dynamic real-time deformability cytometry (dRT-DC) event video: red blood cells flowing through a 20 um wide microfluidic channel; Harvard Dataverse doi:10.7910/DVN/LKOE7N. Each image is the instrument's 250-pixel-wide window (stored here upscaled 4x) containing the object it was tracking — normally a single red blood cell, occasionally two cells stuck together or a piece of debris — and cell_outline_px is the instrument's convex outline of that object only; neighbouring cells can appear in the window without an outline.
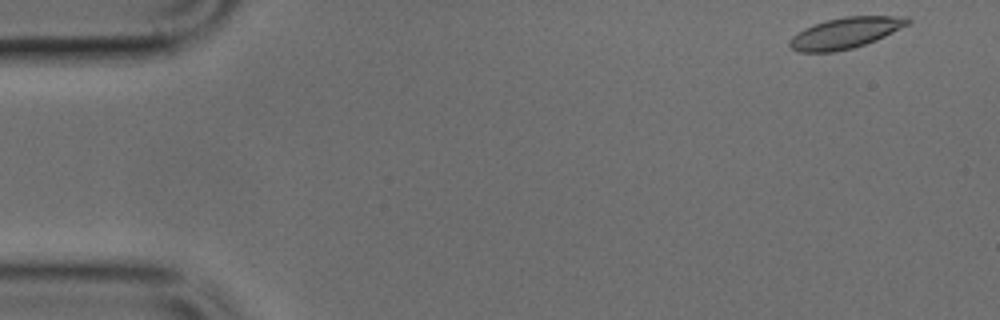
{"species": "common noctule bat (a hibernating species)", "species_latin": "Nyctalus noctula", "temperature_condition": "cold", "stored_images_in_passage": 47, "camera_frame_rate_fps": 3000, "um_per_image_px": 0.085, "animal": {"sex": "male", "body_mass_g": 17.9, "forearm_length_mm": 54.2}, "frame": {"image": 1, "passage_image": 1, "time_ms": 0.0, "image_size_px": [1000, 320], "cell_outline_px": [[912, 20], [908, 24], [876, 40], [852, 48], [832, 52], [800, 52], [792, 48], [788, 44], [788, 40], [792, 36], [804, 28], [828, 20], [844, 16], [908, 16]], "centroid_in_image_um": [71.85, 2.8], "position_along_channel_um": 13.1, "area_um2": 21.1}}
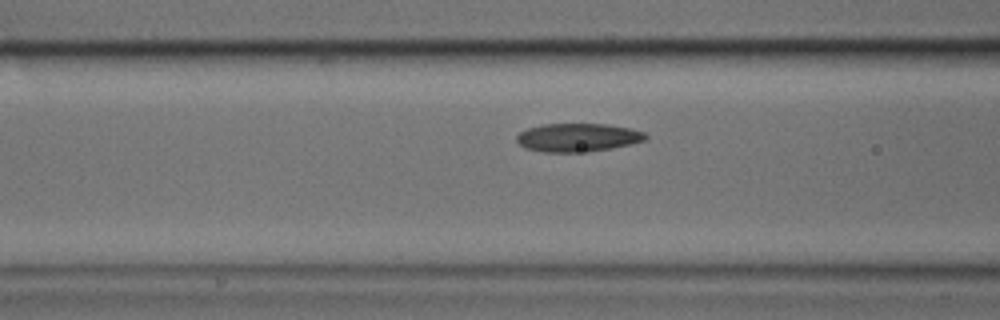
{"frame": {"image": 2, "passage_image": 17, "time_ms": 5.333, "image_size_px": [1000, 320], "cell_outline_px": [[648, 136], [644, 140], [612, 148], [588, 152], [544, 152], [524, 148], [516, 140], [516, 136], [520, 132], [528, 128], [544, 124], [608, 124], [632, 128], [644, 132]], "centroid_in_image_um": [49.1, 11.69], "position_along_channel_um": 117.5, "area_um2": 21.33}}
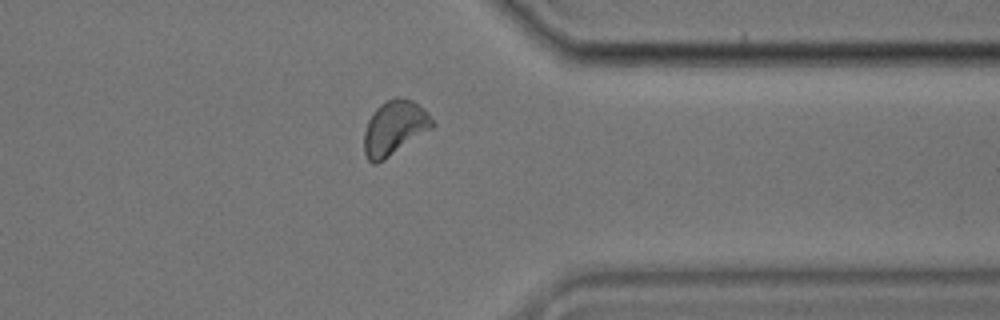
{"frame": {"image": 3, "passage_image": 37, "time_ms": 12.0, "image_size_px": [1000, 320], "cell_outline_px": [[436, 124], [432, 128], [384, 160], [376, 164], [372, 164], [364, 156], [364, 132], [368, 120], [372, 112], [380, 104], [396, 96], [412, 100], [428, 112]], "centroid_in_image_um": [33.51, 10.87], "position_along_channel_um": 377.9, "area_um2": 21.73}}